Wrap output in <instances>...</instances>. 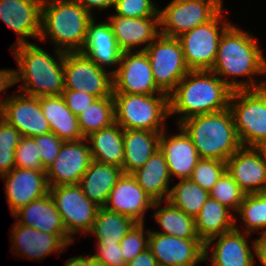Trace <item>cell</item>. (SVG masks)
Listing matches in <instances>:
<instances>
[{"mask_svg":"<svg viewBox=\"0 0 266 266\" xmlns=\"http://www.w3.org/2000/svg\"><path fill=\"white\" fill-rule=\"evenodd\" d=\"M21 133L0 117V177L15 168V149Z\"/></svg>","mask_w":266,"mask_h":266,"instance_id":"38","label":"cell"},{"mask_svg":"<svg viewBox=\"0 0 266 266\" xmlns=\"http://www.w3.org/2000/svg\"><path fill=\"white\" fill-rule=\"evenodd\" d=\"M154 200L138 185L132 174L123 173L109 194L105 204L107 210L144 223L147 209L153 208Z\"/></svg>","mask_w":266,"mask_h":266,"instance_id":"21","label":"cell"},{"mask_svg":"<svg viewBox=\"0 0 266 266\" xmlns=\"http://www.w3.org/2000/svg\"><path fill=\"white\" fill-rule=\"evenodd\" d=\"M111 72L113 93L165 94L156 86L145 50L122 52L118 68Z\"/></svg>","mask_w":266,"mask_h":266,"instance_id":"13","label":"cell"},{"mask_svg":"<svg viewBox=\"0 0 266 266\" xmlns=\"http://www.w3.org/2000/svg\"><path fill=\"white\" fill-rule=\"evenodd\" d=\"M86 138L64 142L54 162L45 170L50 187L79 184L92 161Z\"/></svg>","mask_w":266,"mask_h":266,"instance_id":"16","label":"cell"},{"mask_svg":"<svg viewBox=\"0 0 266 266\" xmlns=\"http://www.w3.org/2000/svg\"><path fill=\"white\" fill-rule=\"evenodd\" d=\"M87 266H107L103 262H100L93 258L91 255L87 256Z\"/></svg>","mask_w":266,"mask_h":266,"instance_id":"52","label":"cell"},{"mask_svg":"<svg viewBox=\"0 0 266 266\" xmlns=\"http://www.w3.org/2000/svg\"><path fill=\"white\" fill-rule=\"evenodd\" d=\"M248 33L231 24L220 38L217 57L211 68L233 91L266 87V80L259 82L253 78L266 74V58L259 48L258 39ZM240 76L249 80L239 81L236 77ZM229 77L235 79L228 80Z\"/></svg>","mask_w":266,"mask_h":266,"instance_id":"1","label":"cell"},{"mask_svg":"<svg viewBox=\"0 0 266 266\" xmlns=\"http://www.w3.org/2000/svg\"><path fill=\"white\" fill-rule=\"evenodd\" d=\"M122 174L121 167L92 160L79 185L90 201L99 207H104L111 190Z\"/></svg>","mask_w":266,"mask_h":266,"instance_id":"29","label":"cell"},{"mask_svg":"<svg viewBox=\"0 0 266 266\" xmlns=\"http://www.w3.org/2000/svg\"><path fill=\"white\" fill-rule=\"evenodd\" d=\"M223 11L222 9L209 22L177 37L182 46L185 63L190 70H211L213 67L220 38L231 25L224 20L221 13Z\"/></svg>","mask_w":266,"mask_h":266,"instance_id":"8","label":"cell"},{"mask_svg":"<svg viewBox=\"0 0 266 266\" xmlns=\"http://www.w3.org/2000/svg\"><path fill=\"white\" fill-rule=\"evenodd\" d=\"M43 0H0V19L17 34L16 43H30L33 37L39 40L41 32V8Z\"/></svg>","mask_w":266,"mask_h":266,"instance_id":"20","label":"cell"},{"mask_svg":"<svg viewBox=\"0 0 266 266\" xmlns=\"http://www.w3.org/2000/svg\"><path fill=\"white\" fill-rule=\"evenodd\" d=\"M92 160L122 168L124 160L123 128L116 122L87 137ZM91 144V145H90Z\"/></svg>","mask_w":266,"mask_h":266,"instance_id":"31","label":"cell"},{"mask_svg":"<svg viewBox=\"0 0 266 266\" xmlns=\"http://www.w3.org/2000/svg\"><path fill=\"white\" fill-rule=\"evenodd\" d=\"M222 9L223 7L215 0H172L158 11L160 34L177 38L209 22Z\"/></svg>","mask_w":266,"mask_h":266,"instance_id":"10","label":"cell"},{"mask_svg":"<svg viewBox=\"0 0 266 266\" xmlns=\"http://www.w3.org/2000/svg\"><path fill=\"white\" fill-rule=\"evenodd\" d=\"M40 107L51 132L61 140L68 142L85 138L80 130L78 116L67 107L62 95L41 96Z\"/></svg>","mask_w":266,"mask_h":266,"instance_id":"27","label":"cell"},{"mask_svg":"<svg viewBox=\"0 0 266 266\" xmlns=\"http://www.w3.org/2000/svg\"><path fill=\"white\" fill-rule=\"evenodd\" d=\"M148 248L158 266H196L205 261V244L199 238L181 239L150 230Z\"/></svg>","mask_w":266,"mask_h":266,"instance_id":"15","label":"cell"},{"mask_svg":"<svg viewBox=\"0 0 266 266\" xmlns=\"http://www.w3.org/2000/svg\"><path fill=\"white\" fill-rule=\"evenodd\" d=\"M236 213L246 227L244 233L264 231L266 229V191L245 194Z\"/></svg>","mask_w":266,"mask_h":266,"instance_id":"37","label":"cell"},{"mask_svg":"<svg viewBox=\"0 0 266 266\" xmlns=\"http://www.w3.org/2000/svg\"><path fill=\"white\" fill-rule=\"evenodd\" d=\"M80 130L84 137L115 123L113 97L97 98L78 115Z\"/></svg>","mask_w":266,"mask_h":266,"instance_id":"36","label":"cell"},{"mask_svg":"<svg viewBox=\"0 0 266 266\" xmlns=\"http://www.w3.org/2000/svg\"><path fill=\"white\" fill-rule=\"evenodd\" d=\"M64 266H87V256H75L67 259Z\"/></svg>","mask_w":266,"mask_h":266,"instance_id":"51","label":"cell"},{"mask_svg":"<svg viewBox=\"0 0 266 266\" xmlns=\"http://www.w3.org/2000/svg\"><path fill=\"white\" fill-rule=\"evenodd\" d=\"M62 97L64 98L67 107L76 116L82 113V111L86 110L92 104V102L97 99L91 94L68 89L63 90Z\"/></svg>","mask_w":266,"mask_h":266,"instance_id":"46","label":"cell"},{"mask_svg":"<svg viewBox=\"0 0 266 266\" xmlns=\"http://www.w3.org/2000/svg\"><path fill=\"white\" fill-rule=\"evenodd\" d=\"M225 172L226 162L200 158L192 171L190 179L204 190L210 192Z\"/></svg>","mask_w":266,"mask_h":266,"instance_id":"40","label":"cell"},{"mask_svg":"<svg viewBox=\"0 0 266 266\" xmlns=\"http://www.w3.org/2000/svg\"><path fill=\"white\" fill-rule=\"evenodd\" d=\"M260 234L255 240H252V246L255 250V255L258 257L261 266H266V229L264 231H257Z\"/></svg>","mask_w":266,"mask_h":266,"instance_id":"47","label":"cell"},{"mask_svg":"<svg viewBox=\"0 0 266 266\" xmlns=\"http://www.w3.org/2000/svg\"><path fill=\"white\" fill-rule=\"evenodd\" d=\"M97 250L92 255L96 260L103 262L107 266H126V262L121 253L120 244L97 243Z\"/></svg>","mask_w":266,"mask_h":266,"instance_id":"45","label":"cell"},{"mask_svg":"<svg viewBox=\"0 0 266 266\" xmlns=\"http://www.w3.org/2000/svg\"><path fill=\"white\" fill-rule=\"evenodd\" d=\"M91 15L92 10L114 7L115 0H77Z\"/></svg>","mask_w":266,"mask_h":266,"instance_id":"49","label":"cell"},{"mask_svg":"<svg viewBox=\"0 0 266 266\" xmlns=\"http://www.w3.org/2000/svg\"><path fill=\"white\" fill-rule=\"evenodd\" d=\"M108 20L122 52L135 51V47L146 44L139 49V51H144L160 35L159 13L155 17L141 18L113 14Z\"/></svg>","mask_w":266,"mask_h":266,"instance_id":"23","label":"cell"},{"mask_svg":"<svg viewBox=\"0 0 266 266\" xmlns=\"http://www.w3.org/2000/svg\"><path fill=\"white\" fill-rule=\"evenodd\" d=\"M209 195L235 212V215L244 200L245 192L226 171L211 189Z\"/></svg>","mask_w":266,"mask_h":266,"instance_id":"39","label":"cell"},{"mask_svg":"<svg viewBox=\"0 0 266 266\" xmlns=\"http://www.w3.org/2000/svg\"><path fill=\"white\" fill-rule=\"evenodd\" d=\"M15 83V69H0V93Z\"/></svg>","mask_w":266,"mask_h":266,"instance_id":"50","label":"cell"},{"mask_svg":"<svg viewBox=\"0 0 266 266\" xmlns=\"http://www.w3.org/2000/svg\"><path fill=\"white\" fill-rule=\"evenodd\" d=\"M65 89L82 91L96 98L113 97L112 72L99 67L80 51L64 54Z\"/></svg>","mask_w":266,"mask_h":266,"instance_id":"11","label":"cell"},{"mask_svg":"<svg viewBox=\"0 0 266 266\" xmlns=\"http://www.w3.org/2000/svg\"><path fill=\"white\" fill-rule=\"evenodd\" d=\"M257 148L261 151V153H262L264 159L266 160V141H264V142H263L260 146H258Z\"/></svg>","mask_w":266,"mask_h":266,"instance_id":"53","label":"cell"},{"mask_svg":"<svg viewBox=\"0 0 266 266\" xmlns=\"http://www.w3.org/2000/svg\"><path fill=\"white\" fill-rule=\"evenodd\" d=\"M1 178L5 182V194L13 215L21 207L49 193L45 170L13 168Z\"/></svg>","mask_w":266,"mask_h":266,"instance_id":"18","label":"cell"},{"mask_svg":"<svg viewBox=\"0 0 266 266\" xmlns=\"http://www.w3.org/2000/svg\"><path fill=\"white\" fill-rule=\"evenodd\" d=\"M12 216L19 224L50 234H68L50 193L21 207Z\"/></svg>","mask_w":266,"mask_h":266,"instance_id":"26","label":"cell"},{"mask_svg":"<svg viewBox=\"0 0 266 266\" xmlns=\"http://www.w3.org/2000/svg\"><path fill=\"white\" fill-rule=\"evenodd\" d=\"M157 88L168 96L190 71L178 38L159 35L146 49Z\"/></svg>","mask_w":266,"mask_h":266,"instance_id":"9","label":"cell"},{"mask_svg":"<svg viewBox=\"0 0 266 266\" xmlns=\"http://www.w3.org/2000/svg\"><path fill=\"white\" fill-rule=\"evenodd\" d=\"M113 101L115 122L123 129H141L152 132L165 130V121L170 116L167 94L113 93Z\"/></svg>","mask_w":266,"mask_h":266,"instance_id":"6","label":"cell"},{"mask_svg":"<svg viewBox=\"0 0 266 266\" xmlns=\"http://www.w3.org/2000/svg\"><path fill=\"white\" fill-rule=\"evenodd\" d=\"M216 2H218L222 7H223V0H215Z\"/></svg>","mask_w":266,"mask_h":266,"instance_id":"54","label":"cell"},{"mask_svg":"<svg viewBox=\"0 0 266 266\" xmlns=\"http://www.w3.org/2000/svg\"><path fill=\"white\" fill-rule=\"evenodd\" d=\"M227 206L209 198L195 217L196 231L205 244L209 239L235 229L236 218Z\"/></svg>","mask_w":266,"mask_h":266,"instance_id":"32","label":"cell"},{"mask_svg":"<svg viewBox=\"0 0 266 266\" xmlns=\"http://www.w3.org/2000/svg\"><path fill=\"white\" fill-rule=\"evenodd\" d=\"M114 8V15L130 18L155 17L159 11L154 0H115Z\"/></svg>","mask_w":266,"mask_h":266,"instance_id":"43","label":"cell"},{"mask_svg":"<svg viewBox=\"0 0 266 266\" xmlns=\"http://www.w3.org/2000/svg\"><path fill=\"white\" fill-rule=\"evenodd\" d=\"M161 132L123 129L124 160L122 171L132 174L159 149Z\"/></svg>","mask_w":266,"mask_h":266,"instance_id":"28","label":"cell"},{"mask_svg":"<svg viewBox=\"0 0 266 266\" xmlns=\"http://www.w3.org/2000/svg\"><path fill=\"white\" fill-rule=\"evenodd\" d=\"M10 237L15 254L28 257L31 260H40L55 251L62 253L63 250L74 242L69 234H50L38 231L33 227H27L18 222L12 225ZM17 250V251H16Z\"/></svg>","mask_w":266,"mask_h":266,"instance_id":"17","label":"cell"},{"mask_svg":"<svg viewBox=\"0 0 266 266\" xmlns=\"http://www.w3.org/2000/svg\"><path fill=\"white\" fill-rule=\"evenodd\" d=\"M136 222L123 214L99 207L88 234L97 238V243L119 244Z\"/></svg>","mask_w":266,"mask_h":266,"instance_id":"33","label":"cell"},{"mask_svg":"<svg viewBox=\"0 0 266 266\" xmlns=\"http://www.w3.org/2000/svg\"><path fill=\"white\" fill-rule=\"evenodd\" d=\"M93 18L77 0H43L39 40L49 38L63 52L81 51Z\"/></svg>","mask_w":266,"mask_h":266,"instance_id":"4","label":"cell"},{"mask_svg":"<svg viewBox=\"0 0 266 266\" xmlns=\"http://www.w3.org/2000/svg\"><path fill=\"white\" fill-rule=\"evenodd\" d=\"M80 52L104 69L117 67L122 54L109 22L96 23L95 18L88 24L86 41Z\"/></svg>","mask_w":266,"mask_h":266,"instance_id":"25","label":"cell"},{"mask_svg":"<svg viewBox=\"0 0 266 266\" xmlns=\"http://www.w3.org/2000/svg\"><path fill=\"white\" fill-rule=\"evenodd\" d=\"M126 266H158L152 251L147 248L144 252L135 256Z\"/></svg>","mask_w":266,"mask_h":266,"instance_id":"48","label":"cell"},{"mask_svg":"<svg viewBox=\"0 0 266 266\" xmlns=\"http://www.w3.org/2000/svg\"><path fill=\"white\" fill-rule=\"evenodd\" d=\"M209 192L190 178L179 179L171 188L168 201L185 214L196 217L209 198Z\"/></svg>","mask_w":266,"mask_h":266,"instance_id":"35","label":"cell"},{"mask_svg":"<svg viewBox=\"0 0 266 266\" xmlns=\"http://www.w3.org/2000/svg\"><path fill=\"white\" fill-rule=\"evenodd\" d=\"M14 155L17 168L45 170L38 153V146L32 137L22 136Z\"/></svg>","mask_w":266,"mask_h":266,"instance_id":"42","label":"cell"},{"mask_svg":"<svg viewBox=\"0 0 266 266\" xmlns=\"http://www.w3.org/2000/svg\"><path fill=\"white\" fill-rule=\"evenodd\" d=\"M232 92L211 70H190L169 95L170 116L180 114L178 125L195 115L223 111Z\"/></svg>","mask_w":266,"mask_h":266,"instance_id":"2","label":"cell"},{"mask_svg":"<svg viewBox=\"0 0 266 266\" xmlns=\"http://www.w3.org/2000/svg\"><path fill=\"white\" fill-rule=\"evenodd\" d=\"M178 127L190 137L200 158L226 162L242 147L230 108L189 117Z\"/></svg>","mask_w":266,"mask_h":266,"instance_id":"5","label":"cell"},{"mask_svg":"<svg viewBox=\"0 0 266 266\" xmlns=\"http://www.w3.org/2000/svg\"><path fill=\"white\" fill-rule=\"evenodd\" d=\"M0 117L25 137H36L51 132L40 107V97L22 92L17 96L9 95L0 101Z\"/></svg>","mask_w":266,"mask_h":266,"instance_id":"14","label":"cell"},{"mask_svg":"<svg viewBox=\"0 0 266 266\" xmlns=\"http://www.w3.org/2000/svg\"><path fill=\"white\" fill-rule=\"evenodd\" d=\"M18 69L15 83L22 81L19 93L34 97L62 95L64 83V54L54 49L55 58L34 43L11 46Z\"/></svg>","mask_w":266,"mask_h":266,"instance_id":"3","label":"cell"},{"mask_svg":"<svg viewBox=\"0 0 266 266\" xmlns=\"http://www.w3.org/2000/svg\"><path fill=\"white\" fill-rule=\"evenodd\" d=\"M229 108L243 147L257 148L266 141V87L234 90Z\"/></svg>","mask_w":266,"mask_h":266,"instance_id":"7","label":"cell"},{"mask_svg":"<svg viewBox=\"0 0 266 266\" xmlns=\"http://www.w3.org/2000/svg\"><path fill=\"white\" fill-rule=\"evenodd\" d=\"M179 134L168 137L166 129L160 134L159 149L167 162L170 176L178 179L190 178L200 159L190 137L179 127Z\"/></svg>","mask_w":266,"mask_h":266,"instance_id":"24","label":"cell"},{"mask_svg":"<svg viewBox=\"0 0 266 266\" xmlns=\"http://www.w3.org/2000/svg\"><path fill=\"white\" fill-rule=\"evenodd\" d=\"M247 235L235 225V229L209 239L205 243V261L210 255V245L218 240L210 248L212 266H253L255 250H252L251 245L249 247Z\"/></svg>","mask_w":266,"mask_h":266,"instance_id":"22","label":"cell"},{"mask_svg":"<svg viewBox=\"0 0 266 266\" xmlns=\"http://www.w3.org/2000/svg\"><path fill=\"white\" fill-rule=\"evenodd\" d=\"M165 202L167 206L162 208H160L162 201H155L153 204V208L156 209L153 217L163 230L162 232H156L181 239L199 238L196 231L195 218L185 214L182 210L173 206L168 200Z\"/></svg>","mask_w":266,"mask_h":266,"instance_id":"34","label":"cell"},{"mask_svg":"<svg viewBox=\"0 0 266 266\" xmlns=\"http://www.w3.org/2000/svg\"><path fill=\"white\" fill-rule=\"evenodd\" d=\"M138 185L154 200H168L171 176L163 153L158 149L147 162L132 173ZM166 195V196H165Z\"/></svg>","mask_w":266,"mask_h":266,"instance_id":"30","label":"cell"},{"mask_svg":"<svg viewBox=\"0 0 266 266\" xmlns=\"http://www.w3.org/2000/svg\"><path fill=\"white\" fill-rule=\"evenodd\" d=\"M144 226V223H136L119 243L126 263L148 248L150 230H144Z\"/></svg>","mask_w":266,"mask_h":266,"instance_id":"41","label":"cell"},{"mask_svg":"<svg viewBox=\"0 0 266 266\" xmlns=\"http://www.w3.org/2000/svg\"><path fill=\"white\" fill-rule=\"evenodd\" d=\"M226 171L245 194L266 191V160L258 148H239L226 161Z\"/></svg>","mask_w":266,"mask_h":266,"instance_id":"19","label":"cell"},{"mask_svg":"<svg viewBox=\"0 0 266 266\" xmlns=\"http://www.w3.org/2000/svg\"><path fill=\"white\" fill-rule=\"evenodd\" d=\"M67 233H88L95 220L99 206L90 201L79 184L60 185L49 188ZM73 234V235H72Z\"/></svg>","mask_w":266,"mask_h":266,"instance_id":"12","label":"cell"},{"mask_svg":"<svg viewBox=\"0 0 266 266\" xmlns=\"http://www.w3.org/2000/svg\"><path fill=\"white\" fill-rule=\"evenodd\" d=\"M32 138L38 146V153L41 157L42 166L46 170L58 156L65 141L61 140L52 132Z\"/></svg>","mask_w":266,"mask_h":266,"instance_id":"44","label":"cell"}]
</instances>
